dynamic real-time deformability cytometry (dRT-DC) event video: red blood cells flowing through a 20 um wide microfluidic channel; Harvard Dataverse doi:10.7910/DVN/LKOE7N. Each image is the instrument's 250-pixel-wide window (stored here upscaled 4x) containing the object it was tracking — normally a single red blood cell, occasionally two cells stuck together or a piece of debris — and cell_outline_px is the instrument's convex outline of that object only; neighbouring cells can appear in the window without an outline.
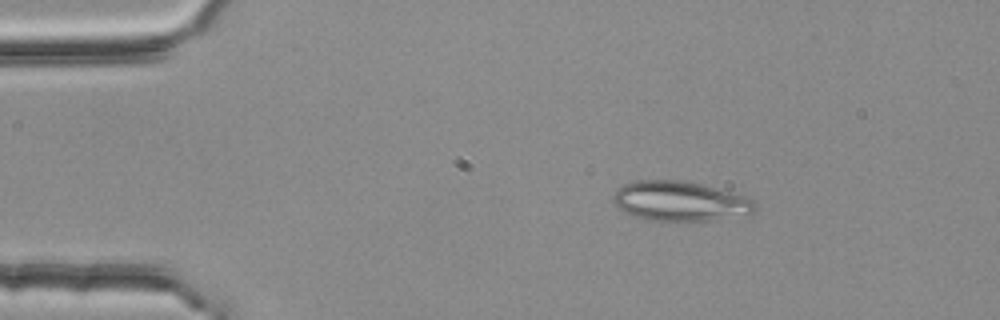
{"species": "common noctule bat (a hibernating species)", "species_latin": "Nyctalus noctula", "temperature_condition": "room temperature", "stored_images_in_passage": 2, "camera_frame_rate_fps": 3000, "um_per_image_px": 0.085, "animal": {"sex": "female", "body_mass_g": 25.1}, "frame": {"image": 1, "passage_image": 1, "time_ms": 0.0, "image_size_px": [1000, 320], "cell_outline_px": [[756, 204], [752, 212], [748, 216], [680, 224], [644, 220], [632, 216], [616, 208], [612, 200], [612, 196], [616, 188], [624, 184], [640, 180], [684, 180], [748, 196], [756, 200]], "centroid_in_image_um": [57.8, 17.15], "position_along_channel_um": 27.2, "area_um2": 34.39}}